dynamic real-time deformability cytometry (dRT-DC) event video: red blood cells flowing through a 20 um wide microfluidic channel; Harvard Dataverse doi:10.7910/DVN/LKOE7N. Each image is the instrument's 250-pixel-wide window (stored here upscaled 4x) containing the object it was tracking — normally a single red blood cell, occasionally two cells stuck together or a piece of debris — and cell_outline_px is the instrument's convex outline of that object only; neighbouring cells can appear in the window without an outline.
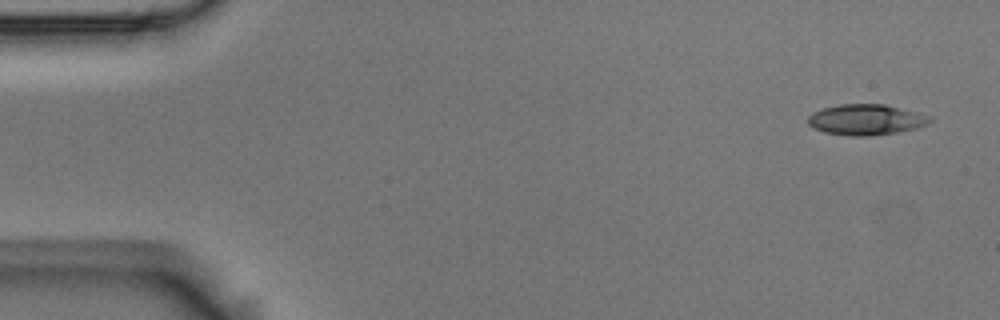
{"species": "Egyptian fruit bat (a non-hibernating species)", "species_latin": "Rousettus aegyptiacus", "temperature_condition": "room temperature", "stored_images_in_passage": 5, "camera_frame_rate_fps": 3000, "um_per_image_px": 0.085, "animal": {"sex": "male"}, "frame": {"image": 1, "passage_image": 1, "time_ms": 0.0, "image_size_px": [1000, 320], "cell_outline_px": [[932, 120], [928, 124], [916, 128], [896, 132], [868, 136], [848, 136], [824, 132], [812, 128], [808, 124], [808, 116], [812, 112], [824, 108], [840, 104], [884, 104], [932, 116]], "centroid_in_image_um": [73.59, 10.17], "position_along_channel_um": 11.4, "area_um2": 21.85}}
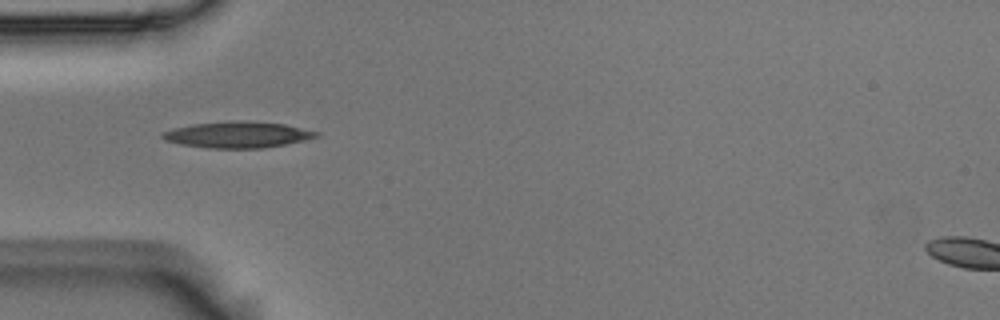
{"frame": {"image": 2, "passage_image": 5, "time_ms": 1.333, "image_size_px": [1000, 320], "cell_outline_px": [[320, 136], [308, 140], [264, 148], [208, 148], [184, 144], [164, 140], [160, 136], [160, 132], [192, 124], [236, 120], [244, 120], [284, 124], [320, 132]], "centroid_in_image_um": [20.24, 11.44], "position_along_channel_um": 64.8, "area_um2": 23.58}}